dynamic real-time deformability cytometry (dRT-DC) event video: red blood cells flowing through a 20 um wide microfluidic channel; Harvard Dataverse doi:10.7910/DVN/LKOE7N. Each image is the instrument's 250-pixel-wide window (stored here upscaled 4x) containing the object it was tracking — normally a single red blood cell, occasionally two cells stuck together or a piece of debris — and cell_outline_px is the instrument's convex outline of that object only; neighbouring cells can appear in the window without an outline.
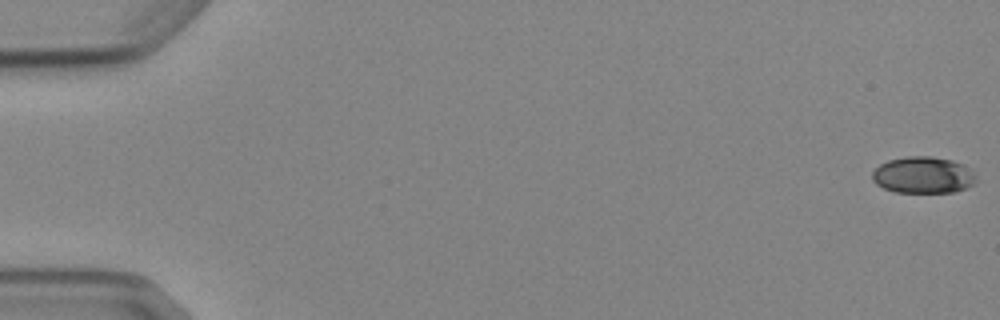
{"species": "Egyptian fruit bat (a non-hibernating species)", "species_latin": "Rousettus aegyptiacus", "temperature_condition": "cold", "stored_images_in_passage": 8, "camera_frame_rate_fps": 3000, "um_per_image_px": 0.085, "animal": {"sex": "female"}, "frame": {"image": 1, "passage_image": 1, "time_ms": 0.0, "image_size_px": [1000, 320], "cell_outline_px": [[976, 176], [972, 184], [968, 188], [952, 192], [896, 192], [884, 188], [876, 184], [872, 180], [872, 172], [880, 164], [888, 160], [908, 156], [932, 156], [952, 160], [964, 164]], "centroid_in_image_um": [78.45, 14.87], "position_along_channel_um": 6.5, "area_um2": 22.14}}
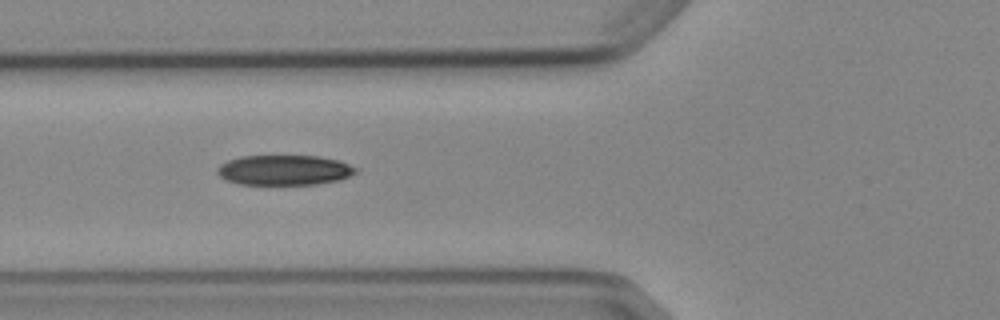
{"frame": {"image": 2, "passage_image": 6, "time_ms": 6.667, "image_size_px": [1000, 320], "cell_outline_px": [[360, 172], [340, 180], [316, 184], [240, 184], [228, 180], [220, 176], [216, 172], [216, 168], [220, 164], [228, 160], [240, 156], [320, 156], [340, 160], [360, 168]], "centroid_in_image_um": [24.23, 14.45], "position_along_channel_um": 101.6, "area_um2": 24.57}}
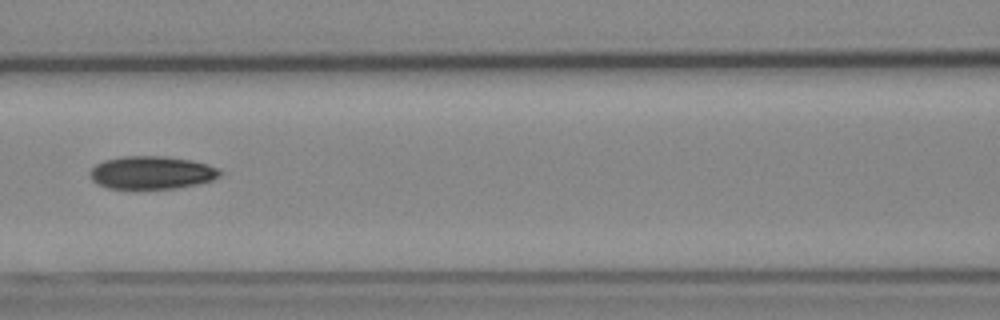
{"frame": {"image": 3, "passage_image": 7, "time_ms": 8.0, "image_size_px": [1000, 320], "cell_outline_px": [[224, 172], [220, 176], [212, 180], [196, 184], [176, 188], [108, 188], [96, 184], [88, 176], [88, 172], [96, 164], [104, 160], [124, 156], [164, 156], [192, 160], [208, 164]], "centroid_in_image_um": [12.87, 14.66], "position_along_channel_um": 153.7, "area_um2": 25.03}}